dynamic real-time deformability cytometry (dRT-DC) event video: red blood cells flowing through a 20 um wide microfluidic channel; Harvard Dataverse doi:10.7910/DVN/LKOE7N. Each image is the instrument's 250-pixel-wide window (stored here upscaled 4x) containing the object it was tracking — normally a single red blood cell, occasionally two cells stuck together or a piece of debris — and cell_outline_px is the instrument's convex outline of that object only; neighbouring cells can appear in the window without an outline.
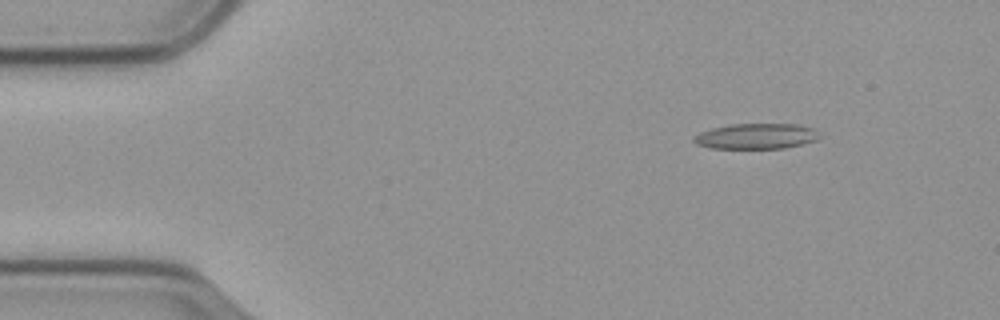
{"species": "common noctule bat (a hibernating species)", "species_latin": "Nyctalus noctula", "temperature_condition": "cold", "stored_images_in_passage": 52, "camera_frame_rate_fps": 3000, "um_per_image_px": 0.085, "animal": {"sex": "male", "body_mass_g": 23.1, "forearm_length_mm": 52.7}, "frame": {"image": 1, "passage_image": 1, "time_ms": 0.0, "image_size_px": [1000, 320], "cell_outline_px": [[824, 136], [816, 140], [784, 148], [708, 148], [696, 144], [692, 140], [692, 136], [700, 132], [712, 128], [732, 124], [800, 124], [816, 128]], "centroid_in_image_um": [64.32, 11.57], "position_along_channel_um": 20.7, "area_um2": 18.96}}
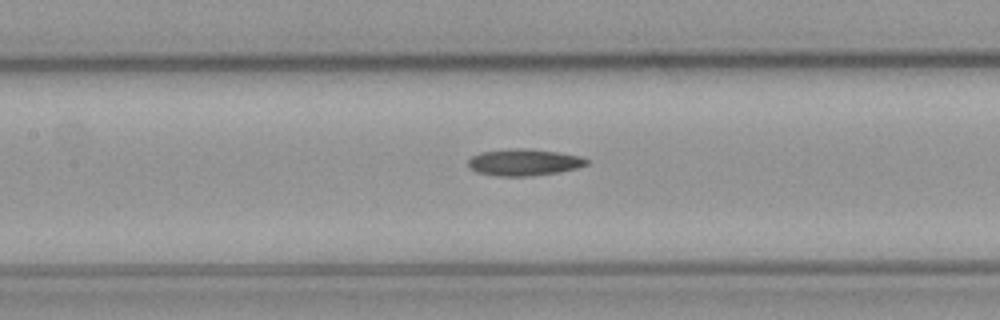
{"frame": {"image": 2, "passage_image": 20, "time_ms": 6.333, "image_size_px": [1000, 320], "cell_outline_px": [[588, 164], [576, 168], [556, 172], [528, 176], [496, 176], [476, 172], [468, 164], [468, 160], [472, 156], [480, 152], [516, 148], [524, 148], [556, 152], [580, 156], [588, 160]], "centroid_in_image_um": [44.51, 13.79], "position_along_channel_um": 162.9, "area_um2": 18.15}}
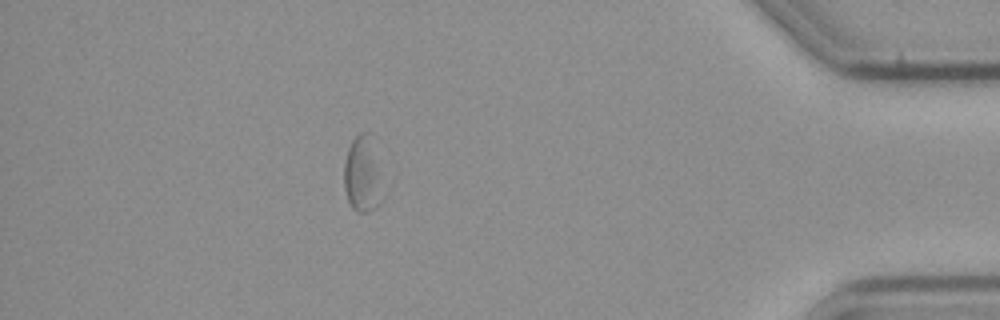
{"frame": {"image": 3, "passage_image": 45, "time_ms": 14.667, "image_size_px": [1000, 320], "cell_outline_px": [[396, 172], [380, 204], [376, 208], [368, 212], [356, 212], [352, 208], [348, 200], [344, 188], [344, 160], [348, 148], [352, 140], [360, 132], [368, 132]], "centroid_in_image_um": [31.13, 14.77], "position_along_channel_um": 404.1, "area_um2": 20.92}}